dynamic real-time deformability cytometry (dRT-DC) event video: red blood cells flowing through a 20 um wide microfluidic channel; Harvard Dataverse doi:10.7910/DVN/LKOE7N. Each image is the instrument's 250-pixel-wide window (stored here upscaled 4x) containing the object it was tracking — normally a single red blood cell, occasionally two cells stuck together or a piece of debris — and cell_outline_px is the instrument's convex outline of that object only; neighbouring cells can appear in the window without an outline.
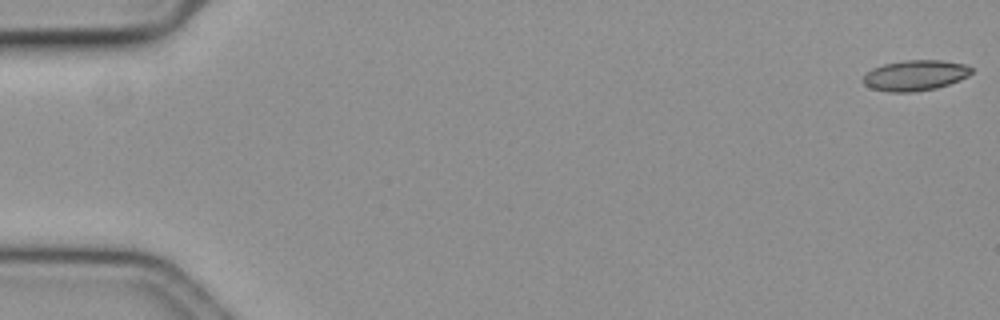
{"species": "common noctule bat (a hibernating species)", "species_latin": "Nyctalus noctula", "temperature_condition": "cold", "stored_images_in_passage": 59, "camera_frame_rate_fps": 3000, "um_per_image_px": 0.085, "animal": {"sex": "female", "body_mass_g": 19.3, "forearm_length_mm": 54.1}, "frame": {"image": 1, "passage_image": 1, "time_ms": 0.0, "image_size_px": [1000, 320], "cell_outline_px": [[972, 72], [968, 76], [960, 80], [936, 88], [912, 92], [888, 92], [872, 88], [864, 84], [860, 80], [872, 68], [884, 64], [904, 60], [940, 60], [964, 64], [972, 68]], "centroid_in_image_um": [77.77, 6.41], "position_along_channel_um": 7.2, "area_um2": 19.25}}
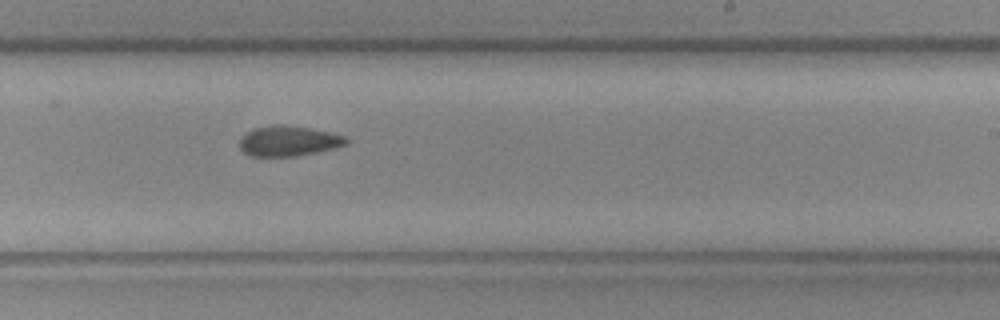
{"frame": {"image": 2, "passage_image": 36, "time_ms": 11.667, "image_size_px": [1000, 320], "cell_outline_px": [[348, 144], [332, 148], [296, 156], [248, 156], [240, 148], [240, 136], [252, 128], [272, 124], [280, 124], [308, 128], [348, 136]], "centroid_in_image_um": [24.48, 11.97], "position_along_channel_um": 264.5, "area_um2": 18.84}}
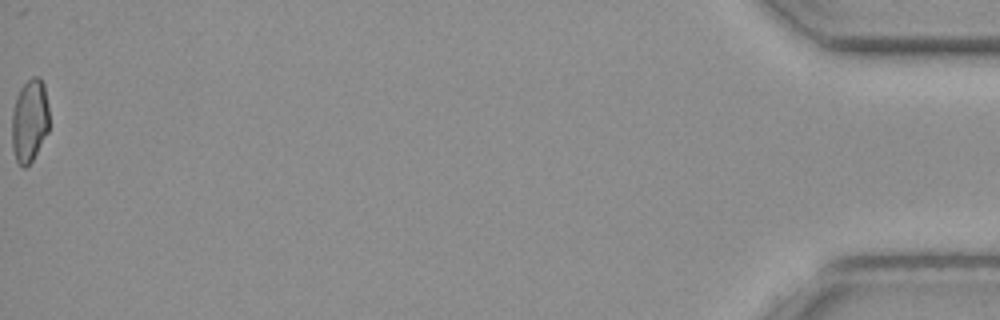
{"frame": {"image": 3, "passage_image": 59, "time_ms": 19.333, "image_size_px": [1000, 320], "cell_outline_px": [[48, 132], [32, 160], [24, 168], [16, 160], [12, 148], [12, 112], [16, 96], [20, 88], [32, 76], [40, 76], [44, 84], [48, 108]], "centroid_in_image_um": [2.51, 10.22], "position_along_channel_um": 432.7, "area_um2": 18.03}, "authors_computed_cell_mechanics": {"area_um2": 19.074, "velocity_mm_per_s": 3.5746, "shape_relaxation_time_tau1_ms": null, "shape_relaxation_time_tau2_ms": 6.6164, "deformation_change_tau1": null, "deformation_change_tau2": 0.1242}}